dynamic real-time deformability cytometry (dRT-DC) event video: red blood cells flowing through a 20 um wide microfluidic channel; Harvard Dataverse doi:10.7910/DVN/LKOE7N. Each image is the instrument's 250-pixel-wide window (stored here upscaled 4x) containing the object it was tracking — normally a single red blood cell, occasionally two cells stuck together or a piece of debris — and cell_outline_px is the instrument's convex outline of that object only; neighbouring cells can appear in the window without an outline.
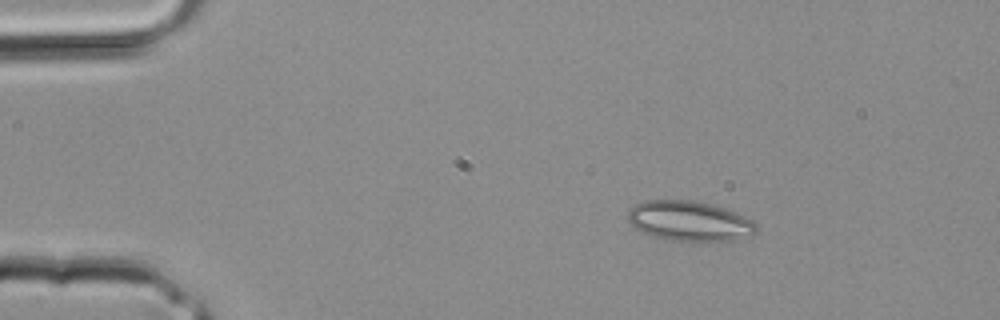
{"species": "common noctule bat (a hibernating species)", "species_latin": "Nyctalus noctula", "temperature_condition": "room temperature", "stored_images_in_passage": 2, "camera_frame_rate_fps": 3000, "um_per_image_px": 0.085, "animal": {"sex": "male", "body_mass_g": 20.4}, "frame": {"image": 1, "passage_image": 1, "time_ms": 0.0, "image_size_px": [1000, 320], "cell_outline_px": [[756, 232], [752, 236], [736, 240], [692, 244], [664, 240], [652, 236], [628, 224], [628, 212], [636, 204], [644, 200], [692, 200], [712, 204], [724, 208], [752, 220], [756, 224]], "centroid_in_image_um": [58.61, 18.84], "position_along_channel_um": 26.4, "area_um2": 30.87}}